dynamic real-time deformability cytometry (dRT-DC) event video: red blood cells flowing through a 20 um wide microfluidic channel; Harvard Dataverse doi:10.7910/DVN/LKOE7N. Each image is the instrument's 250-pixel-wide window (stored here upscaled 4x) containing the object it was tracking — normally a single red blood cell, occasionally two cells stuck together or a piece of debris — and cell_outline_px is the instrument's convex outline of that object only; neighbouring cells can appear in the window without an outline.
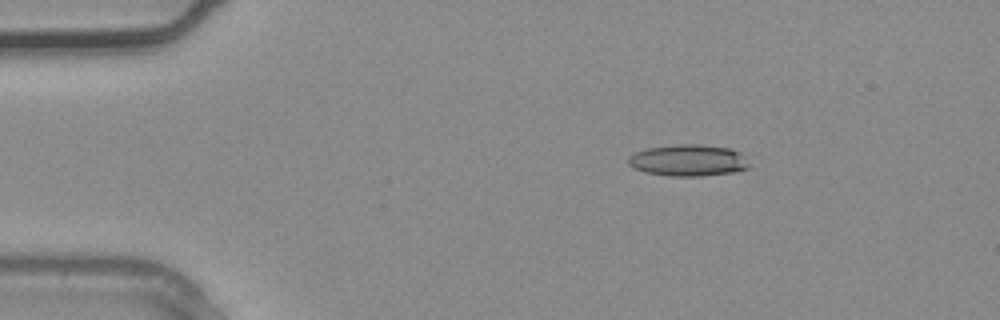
{"species": "common noctule bat (a hibernating species)", "species_latin": "Nyctalus noctula", "temperature_condition": "warm", "stored_images_in_passage": 2, "camera_frame_rate_fps": 3000, "um_per_image_px": 0.085, "animal": {"sex": "male", "body_mass_g": 20.4}, "frame": {"image": 1, "passage_image": 1, "time_ms": 0.0, "image_size_px": [1000, 320], "cell_outline_px": [[748, 168], [732, 172], [704, 176], [672, 176], [644, 172], [632, 168], [628, 164], [628, 156], [636, 152], [648, 148], [680, 144], [696, 144], [728, 148], [740, 152], [748, 164]], "centroid_in_image_um": [58.45, 13.64], "position_along_channel_um": 26.5, "area_um2": 22.08}}